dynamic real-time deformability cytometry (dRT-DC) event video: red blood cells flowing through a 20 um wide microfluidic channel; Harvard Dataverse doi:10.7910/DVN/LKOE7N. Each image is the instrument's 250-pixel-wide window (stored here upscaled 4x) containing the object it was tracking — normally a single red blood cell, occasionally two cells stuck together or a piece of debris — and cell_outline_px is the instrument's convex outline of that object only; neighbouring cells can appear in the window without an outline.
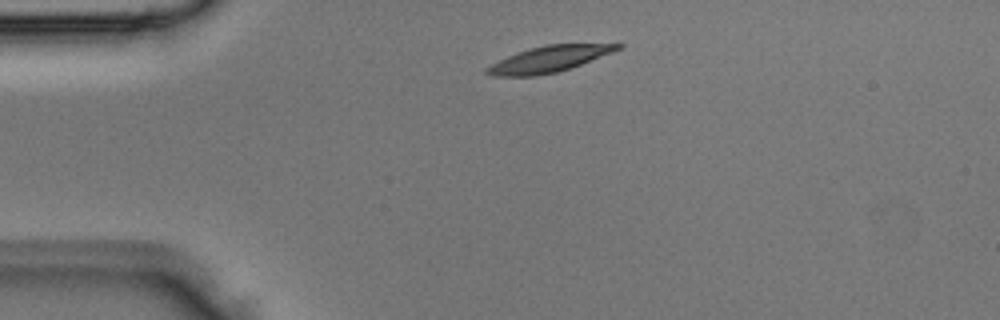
{"species": "Egyptian fruit bat (a non-hibernating species)", "species_latin": "Rousettus aegyptiacus", "temperature_condition": "room temperature", "stored_images_in_passage": 2, "camera_frame_rate_fps": 3000, "um_per_image_px": 0.085, "animal": {"sex": "male"}, "frame": {"image": 1, "passage_image": 1, "time_ms": 0.0, "image_size_px": [1000, 320], "cell_outline_px": [[624, 44], [620, 48], [612, 52], [580, 64], [556, 72], [536, 76], [492, 76], [484, 72], [484, 68], [516, 52], [544, 44]], "centroid_in_image_um": [46.59, 5.02], "position_along_channel_um": 38.4, "area_um2": 19.54}}